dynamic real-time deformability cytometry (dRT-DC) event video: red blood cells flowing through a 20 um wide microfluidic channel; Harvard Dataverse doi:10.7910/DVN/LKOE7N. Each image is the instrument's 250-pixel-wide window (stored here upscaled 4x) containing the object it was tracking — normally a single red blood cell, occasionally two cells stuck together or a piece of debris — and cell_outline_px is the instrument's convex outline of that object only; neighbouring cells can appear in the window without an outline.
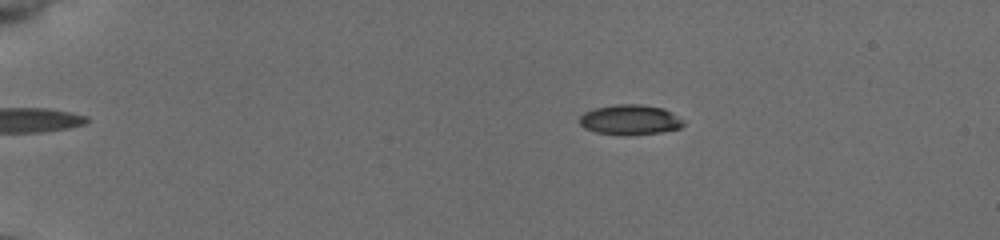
{"species": "common noctule bat (a hibernating species)", "species_latin": "Nyctalus noctula", "temperature_condition": "cold", "stored_images_in_passage": 51, "camera_frame_rate_fps": 3000, "um_per_image_px": 0.085, "animal": {"sex": "female", "body_mass_g": 19.5, "forearm_length_mm": 54.1}, "frame": {"image": 1, "passage_image": 8, "time_ms": 2.333, "image_size_px": [1000, 240], "cell_outline_px": [[684, 124], [680, 128], [660, 132], [624, 136], [596, 132], [584, 128], [580, 124], [580, 116], [584, 112], [596, 108], [616, 104], [640, 104], [664, 108], [672, 112]], "centroid_in_image_um": [53.52, 10.18], "position_along_channel_um": 31.5, "area_um2": 18.15}}
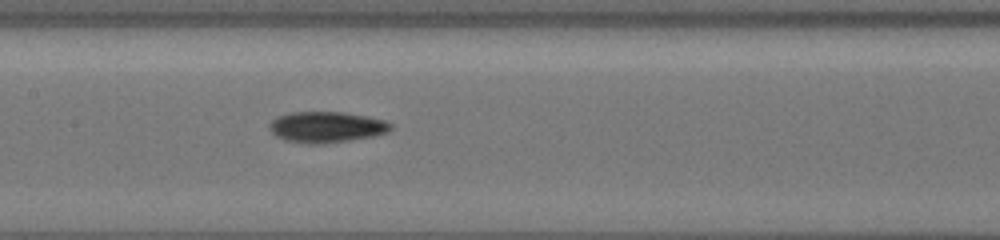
{"frame": {"image": 2, "passage_image": 26, "time_ms": 8.333, "image_size_px": [1000, 240], "cell_outline_px": [[392, 128], [388, 132], [372, 136], [348, 140], [320, 144], [308, 144], [288, 140], [276, 136], [268, 128], [268, 124], [276, 116], [292, 112], [344, 112], [368, 116], [384, 120], [392, 124]], "centroid_in_image_um": [27.73, 10.79], "position_along_channel_um": 179.7, "area_um2": 21.85}}
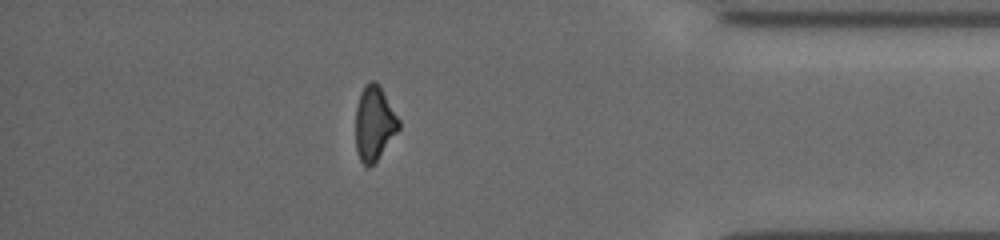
{"frame": {"image": 3, "passage_image": 45, "time_ms": 14.667, "image_size_px": [1000, 240], "cell_outline_px": [[400, 128], [376, 160], [368, 168], [360, 160], [356, 152], [356, 108], [360, 92], [364, 84], [372, 80], [376, 80], [380, 84], [400, 120]], "centroid_in_image_um": [31.81, 10.43], "position_along_channel_um": 403.4, "area_um2": 18.84}, "authors_computed_cell_mechanics": {"area_um2": 19.5364, "velocity_mm_per_s": 3.9374, "shape_relaxation_time_tau1_ms": 4.3573, "shape_relaxation_time_tau2_ms": 3.7483, "deformation_change_tau1": 0.1385, "deformation_change_tau2": 0.0828}}